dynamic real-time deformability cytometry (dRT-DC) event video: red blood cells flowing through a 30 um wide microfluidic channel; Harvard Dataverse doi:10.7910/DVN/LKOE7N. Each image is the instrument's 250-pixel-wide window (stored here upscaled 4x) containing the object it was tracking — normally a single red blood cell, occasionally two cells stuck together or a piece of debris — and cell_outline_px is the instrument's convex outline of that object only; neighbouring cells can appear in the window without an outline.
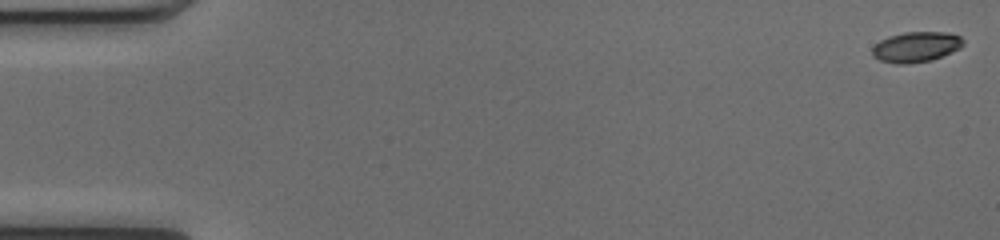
{"species": "common noctule bat (a hibernating species)", "species_latin": "Nyctalus noctula", "temperature_condition": "cold", "stored_images_in_passage": 52, "camera_frame_rate_fps": 3000, "um_per_image_px": 0.085, "animal": {"sex": "female", "body_mass_g": 17.0, "forearm_length_mm": 48.0}, "frame": {"image": 1, "passage_image": 1, "time_ms": 0.0, "image_size_px": [1000, 240], "cell_outline_px": [[964, 44], [960, 48], [932, 60], [908, 64], [896, 64], [880, 60], [872, 56], [872, 48], [880, 40], [888, 36], [904, 32], [948, 32], [960, 36], [964, 40]], "centroid_in_image_um": [77.86, 3.98], "position_along_channel_um": 7.1, "area_um2": 16.18}}
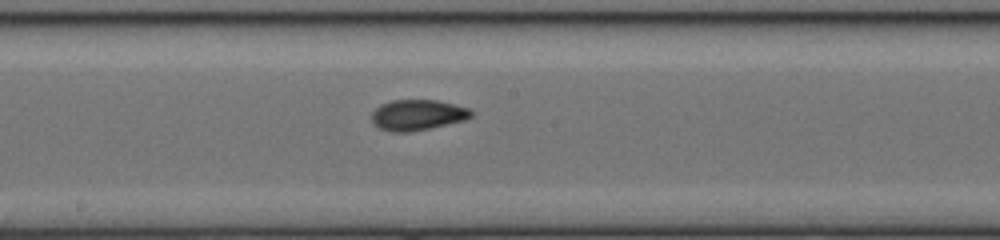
{"frame": {"image": 2, "passage_image": 28, "time_ms": 9.0, "image_size_px": [1000, 240], "cell_outline_px": [[472, 116], [464, 120], [412, 132], [392, 132], [380, 128], [372, 124], [372, 112], [380, 104], [392, 100], [436, 100], [468, 108], [472, 112]], "centroid_in_image_um": [35.44, 9.77], "position_along_channel_um": 212.8, "area_um2": 17.69}}
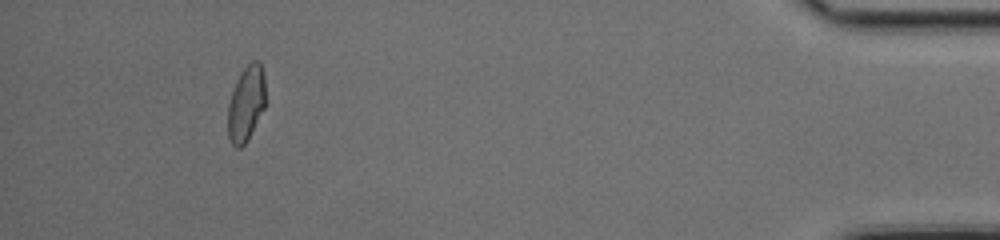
{"frame": {"image": 3, "passage_image": 48, "time_ms": 15.667, "image_size_px": [1000, 240], "cell_outline_px": [[264, 108], [248, 140], [240, 148], [236, 148], [232, 144], [228, 136], [228, 104], [236, 80], [240, 72], [252, 60], [256, 60], [260, 64], [264, 72]], "centroid_in_image_um": [20.91, 8.81], "position_along_channel_um": 414.3, "area_um2": 16.47}, "authors_computed_cell_mechanics": {"area_um2": 17.1088, "velocity_mm_per_s": 4.0451, "shape_relaxation_time_tau1_ms": 7.4573, "shape_relaxation_time_tau2_ms": 1.2927, "deformation_change_tau1": 0.222, "deformation_change_tau2": 0.0603}}